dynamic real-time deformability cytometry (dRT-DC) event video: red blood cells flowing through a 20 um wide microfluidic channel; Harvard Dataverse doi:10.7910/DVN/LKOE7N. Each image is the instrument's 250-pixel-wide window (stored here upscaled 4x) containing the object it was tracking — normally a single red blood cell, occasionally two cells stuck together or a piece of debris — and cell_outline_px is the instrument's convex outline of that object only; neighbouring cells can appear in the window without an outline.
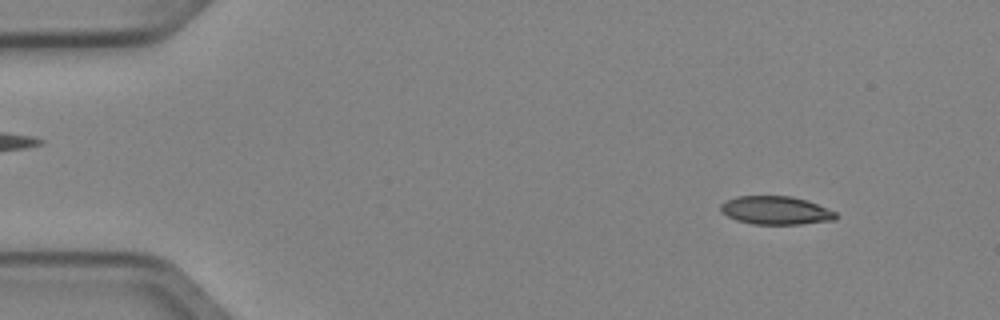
{"species": "Egyptian fruit bat (a non-hibernating species)", "species_latin": "Rousettus aegyptiacus", "temperature_condition": "cold", "stored_images_in_passage": 4, "camera_frame_rate_fps": 3000, "um_per_image_px": 0.085, "animal": {"sex": "female"}, "frame": {"image": 1, "passage_image": 2, "time_ms": 0.333, "image_size_px": [1000, 320], "cell_outline_px": [[836, 220], [800, 224], [752, 224], [736, 220], [728, 216], [720, 208], [720, 204], [724, 200], [736, 196], [792, 196], [816, 204], [836, 212]], "centroid_in_image_um": [65.91, 17.88], "position_along_channel_um": 19.1, "area_um2": 18.9}}
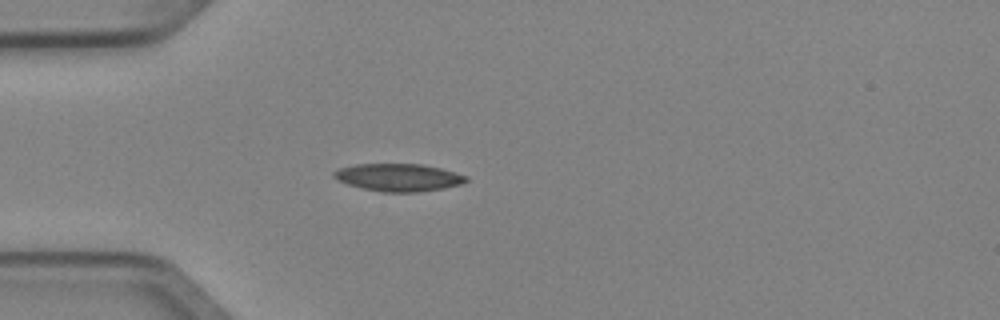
{"frame": {"image": 2, "passage_image": 4, "time_ms": 1.0, "image_size_px": [1000, 320], "cell_outline_px": [[468, 180], [460, 184], [444, 188], [416, 192], [380, 192], [360, 188], [336, 180], [332, 176], [332, 172], [340, 168], [356, 164], [420, 164], [440, 168], [468, 176]], "centroid_in_image_um": [33.83, 15.08], "position_along_channel_um": 51.2, "area_um2": 21.27}}